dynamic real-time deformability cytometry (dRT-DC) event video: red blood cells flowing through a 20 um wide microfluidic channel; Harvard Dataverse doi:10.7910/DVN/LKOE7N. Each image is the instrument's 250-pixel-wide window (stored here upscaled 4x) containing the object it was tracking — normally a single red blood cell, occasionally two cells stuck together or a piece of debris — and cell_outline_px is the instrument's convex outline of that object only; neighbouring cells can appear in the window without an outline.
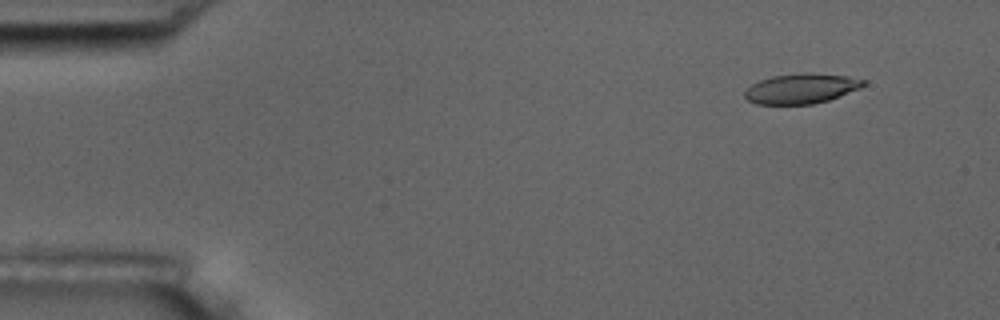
{"species": "common noctule bat (a hibernating species)", "species_latin": "Nyctalus noctula", "temperature_condition": "room temperature", "stored_images_in_passage": 6, "camera_frame_rate_fps": 3000, "um_per_image_px": 0.085, "animal": {"sex": "male", "body_mass_g": 17.5, "forearm_length_mm": 52.3}, "frame": {"image": 1, "passage_image": 2, "time_ms": 1.0, "image_size_px": [1000, 320], "cell_outline_px": [[864, 84], [860, 88], [828, 100], [812, 104], [756, 104], [748, 100], [744, 96], [744, 92], [752, 84], [760, 80], [772, 76], [808, 72], [848, 76], [864, 80]], "centroid_in_image_um": [68.08, 7.52], "position_along_channel_um": 16.9, "area_um2": 20.58}}
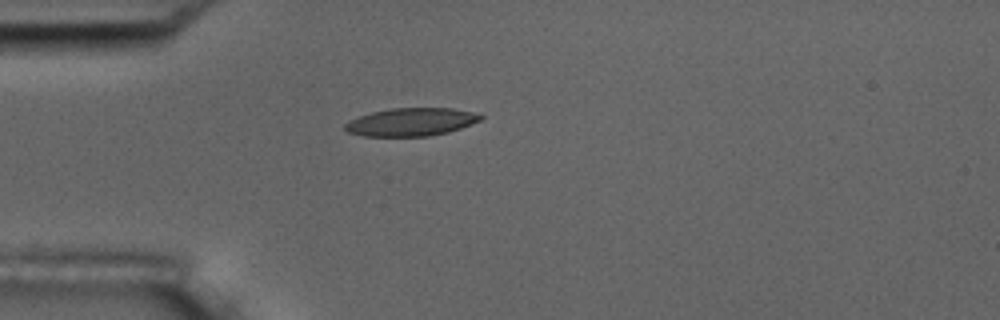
{"frame": {"image": 2, "passage_image": 5, "time_ms": 4.333, "image_size_px": [1000, 320], "cell_outline_px": [[484, 116], [480, 120], [472, 124], [448, 132], [428, 136], [364, 136], [348, 132], [344, 128], [344, 124], [348, 120], [372, 112], [392, 108], [452, 108], [472, 112]], "centroid_in_image_um": [34.93, 10.37], "position_along_channel_um": 50.1, "area_um2": 22.02}}